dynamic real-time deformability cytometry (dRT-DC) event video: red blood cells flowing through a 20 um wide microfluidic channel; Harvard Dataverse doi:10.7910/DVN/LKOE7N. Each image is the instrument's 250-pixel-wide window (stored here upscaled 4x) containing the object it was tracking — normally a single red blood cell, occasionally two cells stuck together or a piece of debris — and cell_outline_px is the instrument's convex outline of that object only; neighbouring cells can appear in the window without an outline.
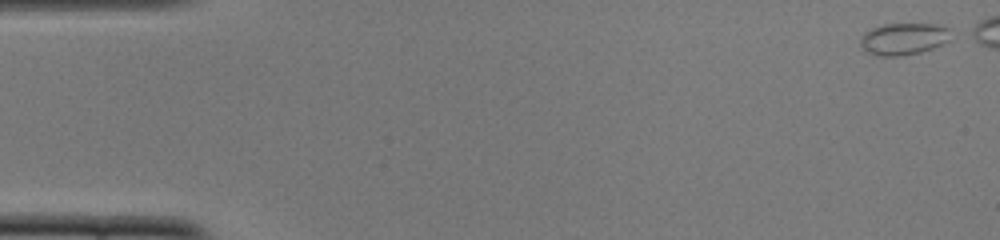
{"species": "common noctule bat (a hibernating species)", "species_latin": "Nyctalus noctula", "temperature_condition": "cold", "stored_images_in_passage": 45, "segment_of_instrument_passage": [1, 2], "camera_frame_rate_fps": 3000, "um_per_image_px": 0.085, "animal": {"sex": "female", "body_mass_g": 22.0, "forearm_length_mm": 56.7}, "frame": {"image": 1, "passage_image": 1, "time_ms": 0.0, "image_size_px": [1000, 240], "cell_outline_px": [[952, 28], [948, 40], [944, 44], [920, 52], [900, 56], [876, 56], [864, 52], [860, 44], [860, 40], [864, 32], [872, 28], [884, 24], [936, 24]], "centroid_in_image_um": [76.79, 3.31], "position_along_channel_um": 8.2, "area_um2": 17.05}}
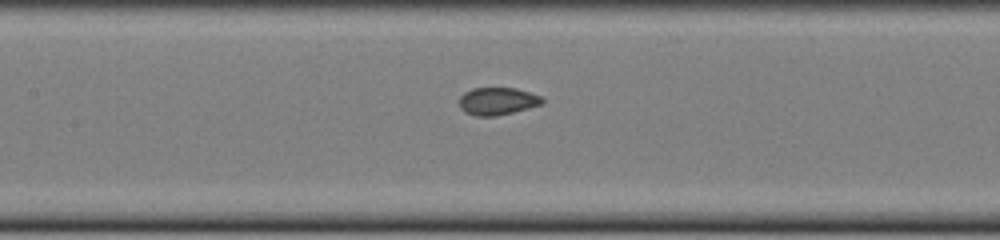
{"frame": {"image": 2, "passage_image": 23, "time_ms": 7.333, "image_size_px": [1000, 240], "cell_outline_px": [[544, 104], [496, 116], [476, 116], [464, 112], [460, 108], [460, 96], [464, 92], [472, 88], [516, 88], [540, 96], [544, 100]], "centroid_in_image_um": [42.27, 8.6], "position_along_channel_um": 165.1, "area_um2": 13.29}}
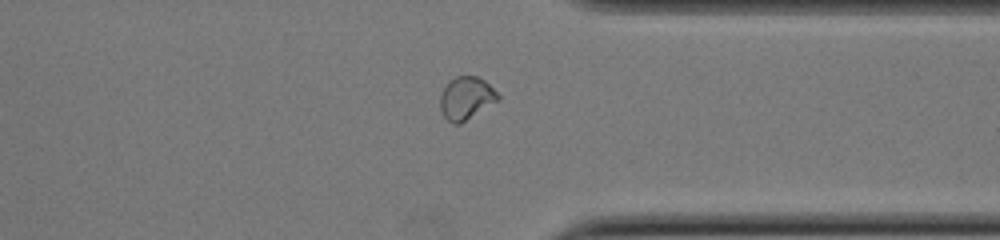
{"frame": {"image": 3, "passage_image": 39, "time_ms": 12.667, "image_size_px": [1000, 240], "cell_outline_px": [[500, 100], [460, 124], [452, 124], [444, 116], [440, 108], [440, 96], [444, 88], [456, 76], [476, 76], [484, 80], [500, 96]], "centroid_in_image_um": [39.64, 8.37], "position_along_channel_um": 371.8, "area_um2": 14.28}}